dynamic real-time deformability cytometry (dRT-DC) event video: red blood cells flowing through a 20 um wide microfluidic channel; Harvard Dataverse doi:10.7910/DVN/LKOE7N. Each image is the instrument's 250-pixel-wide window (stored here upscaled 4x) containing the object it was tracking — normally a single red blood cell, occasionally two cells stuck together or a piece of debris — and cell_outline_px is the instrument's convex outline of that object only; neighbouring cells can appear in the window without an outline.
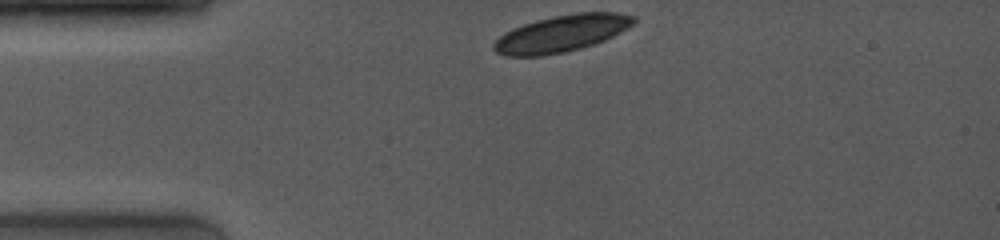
{"species": "common noctule bat (a hibernating species)", "species_latin": "Nyctalus noctula", "temperature_condition": "room temperature", "stored_images_in_passage": 3, "camera_frame_rate_fps": 4000, "um_per_image_px": 0.085, "animal": {"sex": "female", "body_mass_g": 19.0, "forearm_length_mm": 53.3}, "frame": {"image": 1, "passage_image": 1, "time_ms": 0.0, "image_size_px": [1000, 240], "cell_outline_px": [[636, 24], [604, 40], [580, 48], [564, 52], [540, 56], [504, 56], [496, 52], [492, 48], [492, 44], [504, 32], [512, 28], [536, 20], [552, 16], [576, 12], [616, 12], [636, 16]], "centroid_in_image_um": [47.73, 2.84], "position_along_channel_um": 37.3, "area_um2": 30.11}}